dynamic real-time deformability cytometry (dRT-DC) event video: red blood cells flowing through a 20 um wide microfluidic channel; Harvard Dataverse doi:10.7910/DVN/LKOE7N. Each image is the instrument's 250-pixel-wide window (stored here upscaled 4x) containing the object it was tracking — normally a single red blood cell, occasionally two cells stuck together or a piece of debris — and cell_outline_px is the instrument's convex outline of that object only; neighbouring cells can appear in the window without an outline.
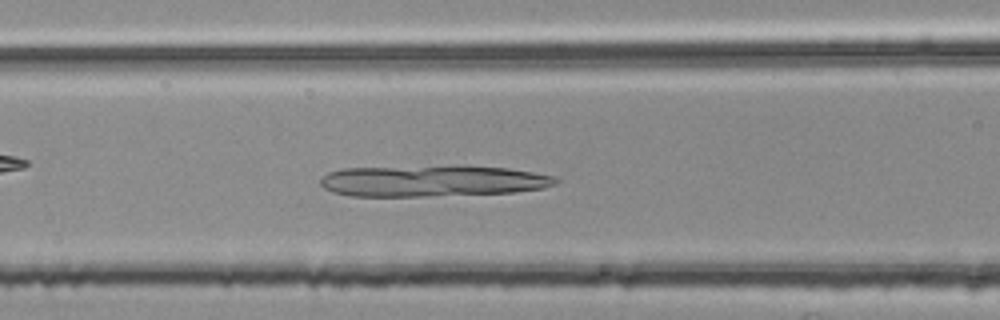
{"species": "common noctule bat (a hibernating species)", "species_latin": "Nyctalus noctula", "temperature_condition": "room temperature", "stored_images_in_passage": 50, "camera_frame_rate_fps": 3000, "um_per_image_px": 0.085, "animal": {"sex": "female", "body_mass_g": 25.1}, "frame": {"image": 1, "passage_image": 21, "time_ms": 6.667, "image_size_px": [1000, 320], "cell_outline_px": [[560, 180], [556, 184], [544, 188], [512, 192], [420, 196], [352, 196], [332, 192], [324, 188], [320, 184], [320, 180], [328, 172], [340, 168], [508, 168], [556, 176]], "centroid_in_image_um": [36.74, 15.41], "position_along_channel_um": 129.9, "area_um2": 41.33}}
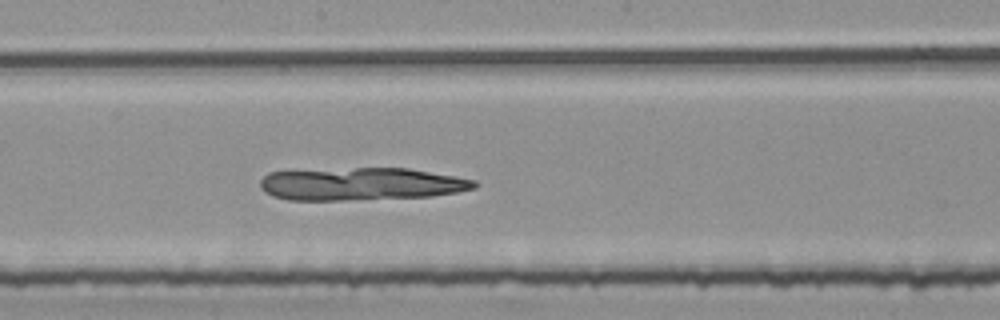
{"frame": {"image": 2, "passage_image": 28, "time_ms": 9.0, "image_size_px": [1000, 320], "cell_outline_px": [[480, 184], [476, 188], [456, 192], [432, 196], [340, 200], [288, 200], [272, 196], [264, 192], [260, 188], [260, 180], [268, 172], [356, 168], [408, 168], [456, 176], [476, 180]], "centroid_in_image_um": [30.71, 15.64], "position_along_channel_um": 217.5, "area_um2": 40.81}}
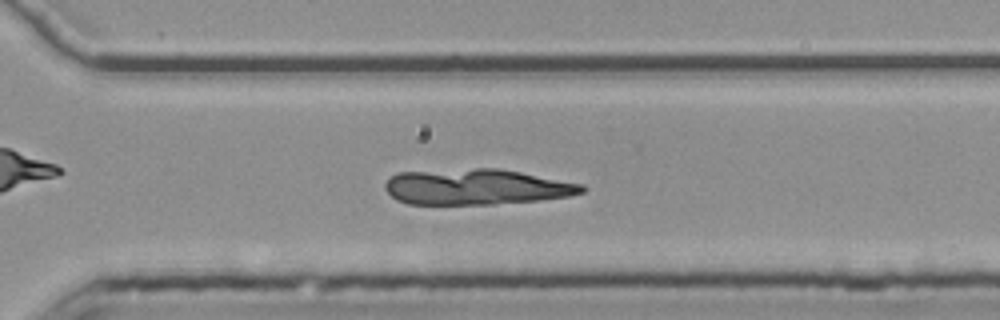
{"frame": {"image": 3, "passage_image": 37, "time_ms": 12.0, "image_size_px": [1000, 320], "cell_outline_px": [[588, 188], [584, 192], [568, 196], [540, 200], [492, 204], [408, 204], [396, 200], [384, 188], [384, 184], [392, 176], [400, 172], [476, 168], [500, 168], [584, 184]], "centroid_in_image_um": [40.52, 15.88], "position_along_channel_um": 330.1, "area_um2": 41.04}}